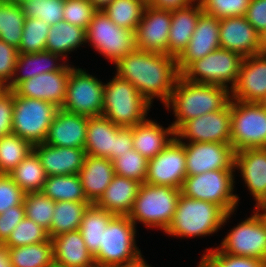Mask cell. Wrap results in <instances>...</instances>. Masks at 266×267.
<instances>
[{
  "label": "cell",
  "mask_w": 266,
  "mask_h": 267,
  "mask_svg": "<svg viewBox=\"0 0 266 267\" xmlns=\"http://www.w3.org/2000/svg\"><path fill=\"white\" fill-rule=\"evenodd\" d=\"M115 64L116 75L131 82L150 104L157 97L166 105L180 76L176 58L168 54L135 49Z\"/></svg>",
  "instance_id": "1"
},
{
  "label": "cell",
  "mask_w": 266,
  "mask_h": 267,
  "mask_svg": "<svg viewBox=\"0 0 266 267\" xmlns=\"http://www.w3.org/2000/svg\"><path fill=\"white\" fill-rule=\"evenodd\" d=\"M230 98V91L225 87L190 82L180 75L165 106L173 107L176 121L171 125L176 132L192 118L221 110Z\"/></svg>",
  "instance_id": "2"
},
{
  "label": "cell",
  "mask_w": 266,
  "mask_h": 267,
  "mask_svg": "<svg viewBox=\"0 0 266 267\" xmlns=\"http://www.w3.org/2000/svg\"><path fill=\"white\" fill-rule=\"evenodd\" d=\"M231 213L214 203L180 194L171 223L164 232L178 237L207 236L217 232Z\"/></svg>",
  "instance_id": "3"
},
{
  "label": "cell",
  "mask_w": 266,
  "mask_h": 267,
  "mask_svg": "<svg viewBox=\"0 0 266 267\" xmlns=\"http://www.w3.org/2000/svg\"><path fill=\"white\" fill-rule=\"evenodd\" d=\"M151 104L134 85L117 75L104 85L102 116L120 127H134L147 119Z\"/></svg>",
  "instance_id": "4"
},
{
  "label": "cell",
  "mask_w": 266,
  "mask_h": 267,
  "mask_svg": "<svg viewBox=\"0 0 266 267\" xmlns=\"http://www.w3.org/2000/svg\"><path fill=\"white\" fill-rule=\"evenodd\" d=\"M180 194L178 188L142 183L128 217L135 225L139 221L147 227L165 231L171 223Z\"/></svg>",
  "instance_id": "5"
},
{
  "label": "cell",
  "mask_w": 266,
  "mask_h": 267,
  "mask_svg": "<svg viewBox=\"0 0 266 267\" xmlns=\"http://www.w3.org/2000/svg\"><path fill=\"white\" fill-rule=\"evenodd\" d=\"M59 109L51 102L14 94L12 133L33 146L44 143Z\"/></svg>",
  "instance_id": "6"
},
{
  "label": "cell",
  "mask_w": 266,
  "mask_h": 267,
  "mask_svg": "<svg viewBox=\"0 0 266 267\" xmlns=\"http://www.w3.org/2000/svg\"><path fill=\"white\" fill-rule=\"evenodd\" d=\"M231 145L234 152L266 148V107L230 99Z\"/></svg>",
  "instance_id": "7"
},
{
  "label": "cell",
  "mask_w": 266,
  "mask_h": 267,
  "mask_svg": "<svg viewBox=\"0 0 266 267\" xmlns=\"http://www.w3.org/2000/svg\"><path fill=\"white\" fill-rule=\"evenodd\" d=\"M135 224L128 216L115 215L104 230L102 246L93 256L96 267H115L141 255L136 247Z\"/></svg>",
  "instance_id": "8"
},
{
  "label": "cell",
  "mask_w": 266,
  "mask_h": 267,
  "mask_svg": "<svg viewBox=\"0 0 266 267\" xmlns=\"http://www.w3.org/2000/svg\"><path fill=\"white\" fill-rule=\"evenodd\" d=\"M234 169H219L186 176L181 194L189 198L204 200L222 207L227 213L234 212L239 197L233 194Z\"/></svg>",
  "instance_id": "9"
},
{
  "label": "cell",
  "mask_w": 266,
  "mask_h": 267,
  "mask_svg": "<svg viewBox=\"0 0 266 267\" xmlns=\"http://www.w3.org/2000/svg\"><path fill=\"white\" fill-rule=\"evenodd\" d=\"M243 57L231 50L219 48L193 62L181 76L187 81L219 85L230 90L235 86ZM200 77V78H199Z\"/></svg>",
  "instance_id": "10"
},
{
  "label": "cell",
  "mask_w": 266,
  "mask_h": 267,
  "mask_svg": "<svg viewBox=\"0 0 266 267\" xmlns=\"http://www.w3.org/2000/svg\"><path fill=\"white\" fill-rule=\"evenodd\" d=\"M87 42H92L93 47L113 63L136 49L135 32L118 27L102 10L93 15L86 29Z\"/></svg>",
  "instance_id": "11"
},
{
  "label": "cell",
  "mask_w": 266,
  "mask_h": 267,
  "mask_svg": "<svg viewBox=\"0 0 266 267\" xmlns=\"http://www.w3.org/2000/svg\"><path fill=\"white\" fill-rule=\"evenodd\" d=\"M104 84L82 69H70L66 98L62 109L86 117L102 115Z\"/></svg>",
  "instance_id": "12"
},
{
  "label": "cell",
  "mask_w": 266,
  "mask_h": 267,
  "mask_svg": "<svg viewBox=\"0 0 266 267\" xmlns=\"http://www.w3.org/2000/svg\"><path fill=\"white\" fill-rule=\"evenodd\" d=\"M258 212L231 229L218 247L222 253L266 261V225Z\"/></svg>",
  "instance_id": "13"
},
{
  "label": "cell",
  "mask_w": 266,
  "mask_h": 267,
  "mask_svg": "<svg viewBox=\"0 0 266 267\" xmlns=\"http://www.w3.org/2000/svg\"><path fill=\"white\" fill-rule=\"evenodd\" d=\"M186 173V153L176 136L154 158L149 159L144 183L181 189Z\"/></svg>",
  "instance_id": "14"
},
{
  "label": "cell",
  "mask_w": 266,
  "mask_h": 267,
  "mask_svg": "<svg viewBox=\"0 0 266 267\" xmlns=\"http://www.w3.org/2000/svg\"><path fill=\"white\" fill-rule=\"evenodd\" d=\"M175 136L180 141L231 143L230 101L221 110L186 121Z\"/></svg>",
  "instance_id": "15"
},
{
  "label": "cell",
  "mask_w": 266,
  "mask_h": 267,
  "mask_svg": "<svg viewBox=\"0 0 266 267\" xmlns=\"http://www.w3.org/2000/svg\"><path fill=\"white\" fill-rule=\"evenodd\" d=\"M186 153L187 176L219 169H235L231 143L182 142Z\"/></svg>",
  "instance_id": "16"
},
{
  "label": "cell",
  "mask_w": 266,
  "mask_h": 267,
  "mask_svg": "<svg viewBox=\"0 0 266 267\" xmlns=\"http://www.w3.org/2000/svg\"><path fill=\"white\" fill-rule=\"evenodd\" d=\"M171 10L146 5L135 32L136 49L168 54Z\"/></svg>",
  "instance_id": "17"
},
{
  "label": "cell",
  "mask_w": 266,
  "mask_h": 267,
  "mask_svg": "<svg viewBox=\"0 0 266 267\" xmlns=\"http://www.w3.org/2000/svg\"><path fill=\"white\" fill-rule=\"evenodd\" d=\"M219 19L202 12L187 47L176 58L180 75L195 61L207 56L220 47Z\"/></svg>",
  "instance_id": "18"
},
{
  "label": "cell",
  "mask_w": 266,
  "mask_h": 267,
  "mask_svg": "<svg viewBox=\"0 0 266 267\" xmlns=\"http://www.w3.org/2000/svg\"><path fill=\"white\" fill-rule=\"evenodd\" d=\"M234 101L262 103L266 98V55L243 58L235 86L230 90Z\"/></svg>",
  "instance_id": "19"
},
{
  "label": "cell",
  "mask_w": 266,
  "mask_h": 267,
  "mask_svg": "<svg viewBox=\"0 0 266 267\" xmlns=\"http://www.w3.org/2000/svg\"><path fill=\"white\" fill-rule=\"evenodd\" d=\"M69 65L55 72L42 73L21 82L13 91L17 96L45 100L62 108L70 75Z\"/></svg>",
  "instance_id": "20"
},
{
  "label": "cell",
  "mask_w": 266,
  "mask_h": 267,
  "mask_svg": "<svg viewBox=\"0 0 266 267\" xmlns=\"http://www.w3.org/2000/svg\"><path fill=\"white\" fill-rule=\"evenodd\" d=\"M220 47L240 54L243 58L260 54V34L245 16L219 19Z\"/></svg>",
  "instance_id": "21"
},
{
  "label": "cell",
  "mask_w": 266,
  "mask_h": 267,
  "mask_svg": "<svg viewBox=\"0 0 266 267\" xmlns=\"http://www.w3.org/2000/svg\"><path fill=\"white\" fill-rule=\"evenodd\" d=\"M88 119L89 117L84 115L70 113L60 108L49 127L44 143L84 149Z\"/></svg>",
  "instance_id": "22"
},
{
  "label": "cell",
  "mask_w": 266,
  "mask_h": 267,
  "mask_svg": "<svg viewBox=\"0 0 266 267\" xmlns=\"http://www.w3.org/2000/svg\"><path fill=\"white\" fill-rule=\"evenodd\" d=\"M234 168L241 171V175L255 205L266 201V148L243 149L235 152Z\"/></svg>",
  "instance_id": "23"
},
{
  "label": "cell",
  "mask_w": 266,
  "mask_h": 267,
  "mask_svg": "<svg viewBox=\"0 0 266 267\" xmlns=\"http://www.w3.org/2000/svg\"><path fill=\"white\" fill-rule=\"evenodd\" d=\"M33 150L47 176L79 174L86 157L85 149L76 147H58L41 143L34 145Z\"/></svg>",
  "instance_id": "24"
},
{
  "label": "cell",
  "mask_w": 266,
  "mask_h": 267,
  "mask_svg": "<svg viewBox=\"0 0 266 267\" xmlns=\"http://www.w3.org/2000/svg\"><path fill=\"white\" fill-rule=\"evenodd\" d=\"M55 267H96L79 230L51 238Z\"/></svg>",
  "instance_id": "25"
},
{
  "label": "cell",
  "mask_w": 266,
  "mask_h": 267,
  "mask_svg": "<svg viewBox=\"0 0 266 267\" xmlns=\"http://www.w3.org/2000/svg\"><path fill=\"white\" fill-rule=\"evenodd\" d=\"M78 175L85 197L91 204L96 203L115 176L113 162L108 158L86 155Z\"/></svg>",
  "instance_id": "26"
},
{
  "label": "cell",
  "mask_w": 266,
  "mask_h": 267,
  "mask_svg": "<svg viewBox=\"0 0 266 267\" xmlns=\"http://www.w3.org/2000/svg\"><path fill=\"white\" fill-rule=\"evenodd\" d=\"M142 183L115 175L103 195L95 203L117 216H128Z\"/></svg>",
  "instance_id": "27"
},
{
  "label": "cell",
  "mask_w": 266,
  "mask_h": 267,
  "mask_svg": "<svg viewBox=\"0 0 266 267\" xmlns=\"http://www.w3.org/2000/svg\"><path fill=\"white\" fill-rule=\"evenodd\" d=\"M183 8L171 10V24L168 37V55L177 58L187 47L196 27L197 20L203 12L198 1Z\"/></svg>",
  "instance_id": "28"
},
{
  "label": "cell",
  "mask_w": 266,
  "mask_h": 267,
  "mask_svg": "<svg viewBox=\"0 0 266 267\" xmlns=\"http://www.w3.org/2000/svg\"><path fill=\"white\" fill-rule=\"evenodd\" d=\"M120 126L104 116L89 117L85 152L86 155L115 159L116 132Z\"/></svg>",
  "instance_id": "29"
},
{
  "label": "cell",
  "mask_w": 266,
  "mask_h": 267,
  "mask_svg": "<svg viewBox=\"0 0 266 267\" xmlns=\"http://www.w3.org/2000/svg\"><path fill=\"white\" fill-rule=\"evenodd\" d=\"M132 133L133 149L148 160L154 158L171 142L174 137L168 139L169 135L175 136L172 125L164 129L148 119L132 127Z\"/></svg>",
  "instance_id": "30"
},
{
  "label": "cell",
  "mask_w": 266,
  "mask_h": 267,
  "mask_svg": "<svg viewBox=\"0 0 266 267\" xmlns=\"http://www.w3.org/2000/svg\"><path fill=\"white\" fill-rule=\"evenodd\" d=\"M59 57L60 55L46 50L32 54L19 53L16 61L14 77L5 88L14 90L21 82L35 77L36 75L61 70L65 64H53L54 61H57ZM20 69H22V71L23 69L29 70H25L26 72L24 71V74H20L19 76L17 72L20 71Z\"/></svg>",
  "instance_id": "31"
},
{
  "label": "cell",
  "mask_w": 266,
  "mask_h": 267,
  "mask_svg": "<svg viewBox=\"0 0 266 267\" xmlns=\"http://www.w3.org/2000/svg\"><path fill=\"white\" fill-rule=\"evenodd\" d=\"M84 42L86 43V29L63 20L50 26L45 50L65 59L67 52L75 50Z\"/></svg>",
  "instance_id": "32"
},
{
  "label": "cell",
  "mask_w": 266,
  "mask_h": 267,
  "mask_svg": "<svg viewBox=\"0 0 266 267\" xmlns=\"http://www.w3.org/2000/svg\"><path fill=\"white\" fill-rule=\"evenodd\" d=\"M115 215L99 208L95 203L86 209L79 231L88 251L94 256L102 246V237L110 220Z\"/></svg>",
  "instance_id": "33"
},
{
  "label": "cell",
  "mask_w": 266,
  "mask_h": 267,
  "mask_svg": "<svg viewBox=\"0 0 266 267\" xmlns=\"http://www.w3.org/2000/svg\"><path fill=\"white\" fill-rule=\"evenodd\" d=\"M12 267H54L53 245L46 242L21 247H5Z\"/></svg>",
  "instance_id": "34"
},
{
  "label": "cell",
  "mask_w": 266,
  "mask_h": 267,
  "mask_svg": "<svg viewBox=\"0 0 266 267\" xmlns=\"http://www.w3.org/2000/svg\"><path fill=\"white\" fill-rule=\"evenodd\" d=\"M8 175L26 193L41 192L47 179V174L34 150Z\"/></svg>",
  "instance_id": "35"
},
{
  "label": "cell",
  "mask_w": 266,
  "mask_h": 267,
  "mask_svg": "<svg viewBox=\"0 0 266 267\" xmlns=\"http://www.w3.org/2000/svg\"><path fill=\"white\" fill-rule=\"evenodd\" d=\"M41 192L55 202H89L78 174L47 176Z\"/></svg>",
  "instance_id": "36"
},
{
  "label": "cell",
  "mask_w": 266,
  "mask_h": 267,
  "mask_svg": "<svg viewBox=\"0 0 266 267\" xmlns=\"http://www.w3.org/2000/svg\"><path fill=\"white\" fill-rule=\"evenodd\" d=\"M90 202L57 201L50 227V239L60 234L79 230Z\"/></svg>",
  "instance_id": "37"
},
{
  "label": "cell",
  "mask_w": 266,
  "mask_h": 267,
  "mask_svg": "<svg viewBox=\"0 0 266 267\" xmlns=\"http://www.w3.org/2000/svg\"><path fill=\"white\" fill-rule=\"evenodd\" d=\"M146 5L142 0H113L102 11L118 27L136 32Z\"/></svg>",
  "instance_id": "38"
},
{
  "label": "cell",
  "mask_w": 266,
  "mask_h": 267,
  "mask_svg": "<svg viewBox=\"0 0 266 267\" xmlns=\"http://www.w3.org/2000/svg\"><path fill=\"white\" fill-rule=\"evenodd\" d=\"M25 19L21 5L0 0V40L18 48Z\"/></svg>",
  "instance_id": "39"
},
{
  "label": "cell",
  "mask_w": 266,
  "mask_h": 267,
  "mask_svg": "<svg viewBox=\"0 0 266 267\" xmlns=\"http://www.w3.org/2000/svg\"><path fill=\"white\" fill-rule=\"evenodd\" d=\"M33 145L18 135L0 138V174L8 175L33 150Z\"/></svg>",
  "instance_id": "40"
},
{
  "label": "cell",
  "mask_w": 266,
  "mask_h": 267,
  "mask_svg": "<svg viewBox=\"0 0 266 267\" xmlns=\"http://www.w3.org/2000/svg\"><path fill=\"white\" fill-rule=\"evenodd\" d=\"M55 201L45 196L42 192L26 193L23 204L25 217L33 220L48 232L50 238V227L55 208Z\"/></svg>",
  "instance_id": "41"
},
{
  "label": "cell",
  "mask_w": 266,
  "mask_h": 267,
  "mask_svg": "<svg viewBox=\"0 0 266 267\" xmlns=\"http://www.w3.org/2000/svg\"><path fill=\"white\" fill-rule=\"evenodd\" d=\"M50 25L42 19L26 17L18 52L32 54L45 51Z\"/></svg>",
  "instance_id": "42"
},
{
  "label": "cell",
  "mask_w": 266,
  "mask_h": 267,
  "mask_svg": "<svg viewBox=\"0 0 266 267\" xmlns=\"http://www.w3.org/2000/svg\"><path fill=\"white\" fill-rule=\"evenodd\" d=\"M148 159L134 149L112 160L115 175L144 183L147 177Z\"/></svg>",
  "instance_id": "43"
},
{
  "label": "cell",
  "mask_w": 266,
  "mask_h": 267,
  "mask_svg": "<svg viewBox=\"0 0 266 267\" xmlns=\"http://www.w3.org/2000/svg\"><path fill=\"white\" fill-rule=\"evenodd\" d=\"M49 239L48 232L33 220L25 217L21 220L10 236L3 243L4 247H21L46 242Z\"/></svg>",
  "instance_id": "44"
},
{
  "label": "cell",
  "mask_w": 266,
  "mask_h": 267,
  "mask_svg": "<svg viewBox=\"0 0 266 267\" xmlns=\"http://www.w3.org/2000/svg\"><path fill=\"white\" fill-rule=\"evenodd\" d=\"M64 5L65 0H29L21 7L26 17L42 19L51 26L63 21Z\"/></svg>",
  "instance_id": "45"
},
{
  "label": "cell",
  "mask_w": 266,
  "mask_h": 267,
  "mask_svg": "<svg viewBox=\"0 0 266 267\" xmlns=\"http://www.w3.org/2000/svg\"><path fill=\"white\" fill-rule=\"evenodd\" d=\"M198 267H266V261L222 253L218 247L207 249Z\"/></svg>",
  "instance_id": "46"
},
{
  "label": "cell",
  "mask_w": 266,
  "mask_h": 267,
  "mask_svg": "<svg viewBox=\"0 0 266 267\" xmlns=\"http://www.w3.org/2000/svg\"><path fill=\"white\" fill-rule=\"evenodd\" d=\"M204 13L218 19L245 16L251 0H197Z\"/></svg>",
  "instance_id": "47"
},
{
  "label": "cell",
  "mask_w": 266,
  "mask_h": 267,
  "mask_svg": "<svg viewBox=\"0 0 266 267\" xmlns=\"http://www.w3.org/2000/svg\"><path fill=\"white\" fill-rule=\"evenodd\" d=\"M98 9L90 0H65L63 20L87 29Z\"/></svg>",
  "instance_id": "48"
},
{
  "label": "cell",
  "mask_w": 266,
  "mask_h": 267,
  "mask_svg": "<svg viewBox=\"0 0 266 267\" xmlns=\"http://www.w3.org/2000/svg\"><path fill=\"white\" fill-rule=\"evenodd\" d=\"M25 195L9 175L0 174V214L9 207L22 205Z\"/></svg>",
  "instance_id": "49"
},
{
  "label": "cell",
  "mask_w": 266,
  "mask_h": 267,
  "mask_svg": "<svg viewBox=\"0 0 266 267\" xmlns=\"http://www.w3.org/2000/svg\"><path fill=\"white\" fill-rule=\"evenodd\" d=\"M18 49L0 40V86L5 88L15 73Z\"/></svg>",
  "instance_id": "50"
},
{
  "label": "cell",
  "mask_w": 266,
  "mask_h": 267,
  "mask_svg": "<svg viewBox=\"0 0 266 267\" xmlns=\"http://www.w3.org/2000/svg\"><path fill=\"white\" fill-rule=\"evenodd\" d=\"M14 91L0 88V138L12 134Z\"/></svg>",
  "instance_id": "51"
},
{
  "label": "cell",
  "mask_w": 266,
  "mask_h": 267,
  "mask_svg": "<svg viewBox=\"0 0 266 267\" xmlns=\"http://www.w3.org/2000/svg\"><path fill=\"white\" fill-rule=\"evenodd\" d=\"M25 218L24 204L9 207L0 214V244H3L15 229L17 224Z\"/></svg>",
  "instance_id": "52"
},
{
  "label": "cell",
  "mask_w": 266,
  "mask_h": 267,
  "mask_svg": "<svg viewBox=\"0 0 266 267\" xmlns=\"http://www.w3.org/2000/svg\"><path fill=\"white\" fill-rule=\"evenodd\" d=\"M245 17L259 34L265 31L266 0H251Z\"/></svg>",
  "instance_id": "53"
},
{
  "label": "cell",
  "mask_w": 266,
  "mask_h": 267,
  "mask_svg": "<svg viewBox=\"0 0 266 267\" xmlns=\"http://www.w3.org/2000/svg\"><path fill=\"white\" fill-rule=\"evenodd\" d=\"M133 149L132 127H120L116 132L115 158Z\"/></svg>",
  "instance_id": "54"
},
{
  "label": "cell",
  "mask_w": 266,
  "mask_h": 267,
  "mask_svg": "<svg viewBox=\"0 0 266 267\" xmlns=\"http://www.w3.org/2000/svg\"><path fill=\"white\" fill-rule=\"evenodd\" d=\"M197 0H151L148 5L164 10H174L188 6Z\"/></svg>",
  "instance_id": "55"
},
{
  "label": "cell",
  "mask_w": 266,
  "mask_h": 267,
  "mask_svg": "<svg viewBox=\"0 0 266 267\" xmlns=\"http://www.w3.org/2000/svg\"><path fill=\"white\" fill-rule=\"evenodd\" d=\"M115 267H151V266L146 264V262L144 261V259L140 255L138 258H136L133 261L126 262V263H123L121 265H117Z\"/></svg>",
  "instance_id": "56"
},
{
  "label": "cell",
  "mask_w": 266,
  "mask_h": 267,
  "mask_svg": "<svg viewBox=\"0 0 266 267\" xmlns=\"http://www.w3.org/2000/svg\"><path fill=\"white\" fill-rule=\"evenodd\" d=\"M0 267H12L8 252L3 244H0Z\"/></svg>",
  "instance_id": "57"
},
{
  "label": "cell",
  "mask_w": 266,
  "mask_h": 267,
  "mask_svg": "<svg viewBox=\"0 0 266 267\" xmlns=\"http://www.w3.org/2000/svg\"><path fill=\"white\" fill-rule=\"evenodd\" d=\"M90 1L98 10H102L106 5L110 4L113 0H90Z\"/></svg>",
  "instance_id": "58"
},
{
  "label": "cell",
  "mask_w": 266,
  "mask_h": 267,
  "mask_svg": "<svg viewBox=\"0 0 266 267\" xmlns=\"http://www.w3.org/2000/svg\"><path fill=\"white\" fill-rule=\"evenodd\" d=\"M260 53L266 55V30L260 34Z\"/></svg>",
  "instance_id": "59"
},
{
  "label": "cell",
  "mask_w": 266,
  "mask_h": 267,
  "mask_svg": "<svg viewBox=\"0 0 266 267\" xmlns=\"http://www.w3.org/2000/svg\"><path fill=\"white\" fill-rule=\"evenodd\" d=\"M255 209L258 211H264L263 214L260 213L259 215L261 216L262 220L264 221L265 225H266V201L259 203L258 205L255 206Z\"/></svg>",
  "instance_id": "60"
},
{
  "label": "cell",
  "mask_w": 266,
  "mask_h": 267,
  "mask_svg": "<svg viewBox=\"0 0 266 267\" xmlns=\"http://www.w3.org/2000/svg\"><path fill=\"white\" fill-rule=\"evenodd\" d=\"M2 1L16 4V5H22L24 2L29 1V0H2Z\"/></svg>",
  "instance_id": "61"
},
{
  "label": "cell",
  "mask_w": 266,
  "mask_h": 267,
  "mask_svg": "<svg viewBox=\"0 0 266 267\" xmlns=\"http://www.w3.org/2000/svg\"><path fill=\"white\" fill-rule=\"evenodd\" d=\"M144 1L146 4H148L151 0H142Z\"/></svg>",
  "instance_id": "62"
},
{
  "label": "cell",
  "mask_w": 266,
  "mask_h": 267,
  "mask_svg": "<svg viewBox=\"0 0 266 267\" xmlns=\"http://www.w3.org/2000/svg\"><path fill=\"white\" fill-rule=\"evenodd\" d=\"M262 104L266 107V98H265V100L262 102Z\"/></svg>",
  "instance_id": "63"
}]
</instances>
